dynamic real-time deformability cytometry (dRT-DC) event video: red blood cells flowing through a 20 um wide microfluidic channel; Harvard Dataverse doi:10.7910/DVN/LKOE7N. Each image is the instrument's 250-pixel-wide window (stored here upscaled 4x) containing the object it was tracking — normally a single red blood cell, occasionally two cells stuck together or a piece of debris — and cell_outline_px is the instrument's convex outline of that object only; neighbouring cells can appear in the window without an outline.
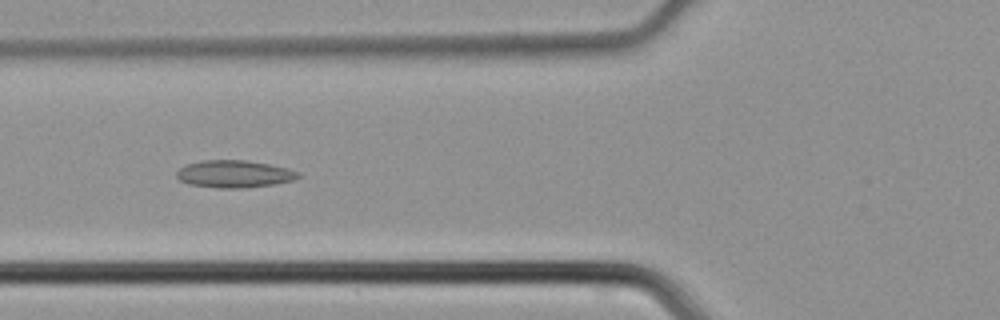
{"species": "common noctule bat (a hibernating species)", "species_latin": "Nyctalus noctula", "temperature_condition": "cold", "stored_images_in_passage": 25, "camera_frame_rate_fps": 3000, "um_per_image_px": 0.085, "animal": {"sex": "male", "body_mass_g": 21.5, "forearm_length_mm": 52.0}, "frame": {"image": 1, "passage_image": 3, "time_ms": 0.667, "image_size_px": [1000, 320], "cell_outline_px": [[300, 176], [296, 180], [276, 184], [248, 188], [220, 188], [188, 184], [180, 180], [176, 176], [176, 172], [180, 168], [188, 164], [200, 160], [244, 160], [268, 164], [288, 168], [300, 172]], "centroid_in_image_um": [19.95, 14.79], "position_along_channel_um": 105.9, "area_um2": 19.54}}
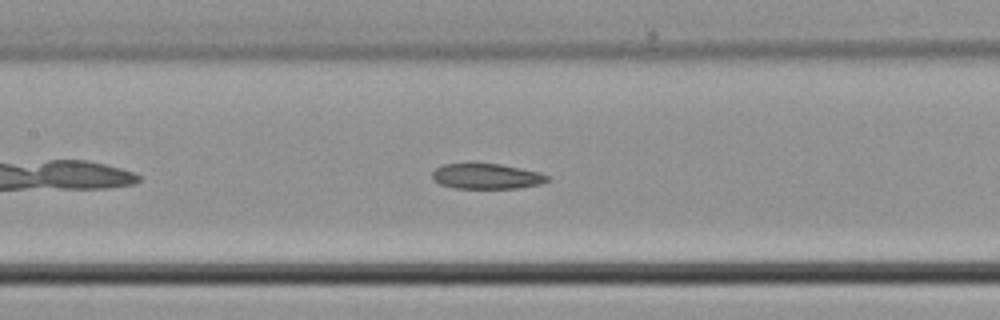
{"frame": {"image": 2, "passage_image": 7, "time_ms": 2.0, "image_size_px": [1000, 320], "cell_outline_px": [[552, 180], [540, 184], [516, 188], [456, 188], [440, 184], [432, 176], [432, 172], [436, 168], [444, 164], [500, 164], [540, 172], [552, 176]], "centroid_in_image_um": [41.44, 14.99], "position_along_channel_um": 166.0, "area_um2": 16.94}}
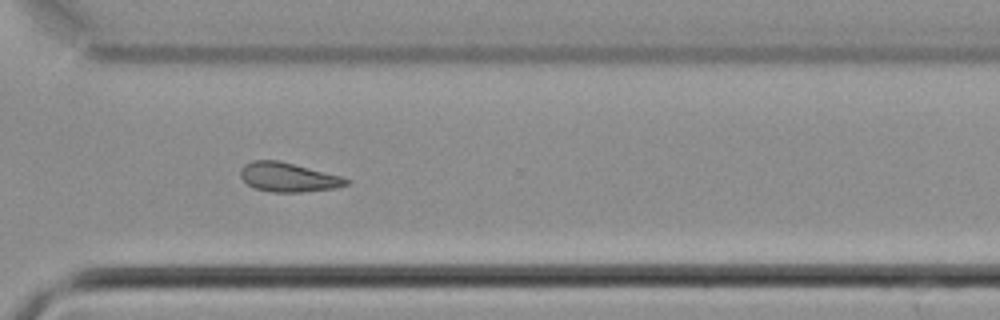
{"frame": {"image": 3, "passage_image": 19, "time_ms": 6.0, "image_size_px": [1000, 320], "cell_outline_px": [[352, 180], [348, 184], [336, 188], [300, 192], [272, 192], [256, 188], [248, 184], [240, 176], [240, 168], [244, 164], [252, 160], [276, 160], [340, 176]], "centroid_in_image_um": [24.48, 15.07], "position_along_channel_um": 346.1, "area_um2": 17.74}}